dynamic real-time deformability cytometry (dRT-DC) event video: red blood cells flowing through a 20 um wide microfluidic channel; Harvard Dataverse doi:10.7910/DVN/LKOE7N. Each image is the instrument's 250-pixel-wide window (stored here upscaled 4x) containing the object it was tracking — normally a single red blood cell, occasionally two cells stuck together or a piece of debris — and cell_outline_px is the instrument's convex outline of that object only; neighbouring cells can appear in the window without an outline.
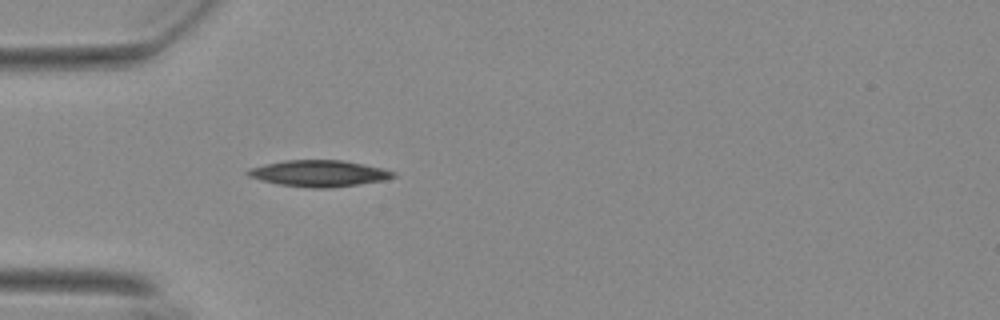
{"species": "Egyptian fruit bat (a non-hibernating species)", "species_latin": "Rousettus aegyptiacus", "temperature_condition": "warm", "stored_images_in_passage": 40, "camera_frame_rate_fps": 3000, "um_per_image_px": 0.085, "animal": {"sex": "female"}, "frame": {"image": 1, "passage_image": 1, "time_ms": 0.0, "image_size_px": [1000, 320], "cell_outline_px": [[396, 176], [384, 180], [360, 184], [332, 188], [312, 188], [280, 184], [260, 180], [248, 176], [244, 172], [248, 168], [264, 164], [284, 160], [340, 160], [384, 168], [396, 172]], "centroid_in_image_um": [27.1, 14.74], "position_along_channel_um": 57.9, "area_um2": 22.43}}
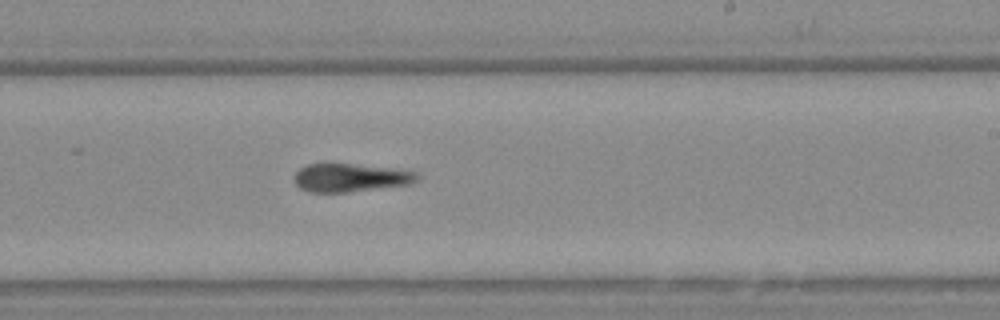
{"frame": {"image": 2, "passage_image": 18, "time_ms": 5.667, "image_size_px": [1000, 320], "cell_outline_px": [[420, 176], [412, 184], [348, 192], [308, 192], [300, 188], [292, 180], [292, 176], [300, 168], [308, 164], [328, 160], [332, 160], [416, 172]], "centroid_in_image_um": [29.69, 15.06], "position_along_channel_um": 259.3, "area_um2": 21.1}}
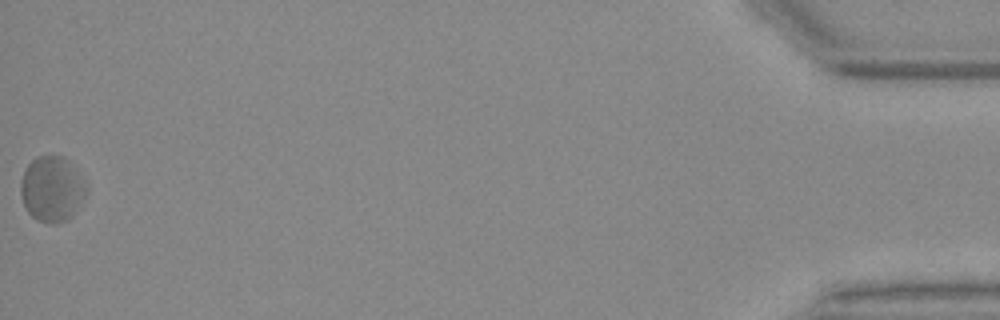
{"frame": {"image": 3, "passage_image": 40, "time_ms": 13.0, "image_size_px": [1000, 320], "cell_outline_px": [[88, 192], [72, 216], [68, 220], [56, 224], [52, 224], [36, 220], [28, 212], [24, 204], [20, 192], [20, 184], [24, 172], [28, 164], [36, 156], [64, 156], [88, 184]], "centroid_in_image_um": [4.44, 16.08], "position_along_channel_um": 430.8, "area_um2": 25.2}, "authors_computed_cell_mechanics": {"area_um2": 21.7906, "velocity_mm_per_s": 3.6645, "shape_relaxation_time_tau1_ms": null, "shape_relaxation_time_tau2_ms": 1.7458, "deformation_change_tau1": null, "deformation_change_tau2": 0.0993}}